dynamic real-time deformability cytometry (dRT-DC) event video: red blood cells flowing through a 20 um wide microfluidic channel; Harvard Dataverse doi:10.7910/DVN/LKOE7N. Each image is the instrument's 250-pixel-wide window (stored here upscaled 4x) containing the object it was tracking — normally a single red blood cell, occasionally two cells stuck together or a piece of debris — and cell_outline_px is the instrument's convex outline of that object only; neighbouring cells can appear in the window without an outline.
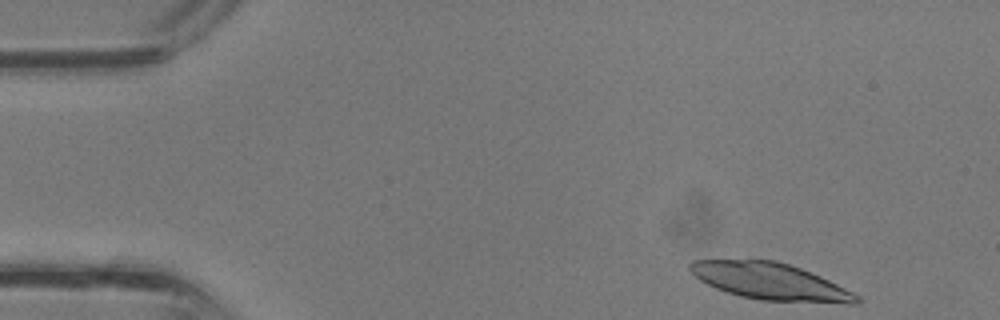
{"species": "common noctule bat (a hibernating species)", "species_latin": "Nyctalus noctula", "temperature_condition": "room temperature", "stored_images_in_passage": 15, "camera_frame_rate_fps": 3000, "um_per_image_px": 0.085, "animal": {"sex": "male", "body_mass_g": 13.3}, "frame": {"image": 1, "passage_image": 1, "time_ms": 0.0, "image_size_px": [1000, 320], "cell_outline_px": [[860, 304], [848, 304], [760, 300], [740, 296], [716, 288], [700, 280], [688, 268], [688, 264], [692, 260], [776, 260], [800, 268], [820, 276], [860, 296]], "centroid_in_image_um": [65.49, 23.93], "position_along_channel_um": 19.5, "area_um2": 35.55}}